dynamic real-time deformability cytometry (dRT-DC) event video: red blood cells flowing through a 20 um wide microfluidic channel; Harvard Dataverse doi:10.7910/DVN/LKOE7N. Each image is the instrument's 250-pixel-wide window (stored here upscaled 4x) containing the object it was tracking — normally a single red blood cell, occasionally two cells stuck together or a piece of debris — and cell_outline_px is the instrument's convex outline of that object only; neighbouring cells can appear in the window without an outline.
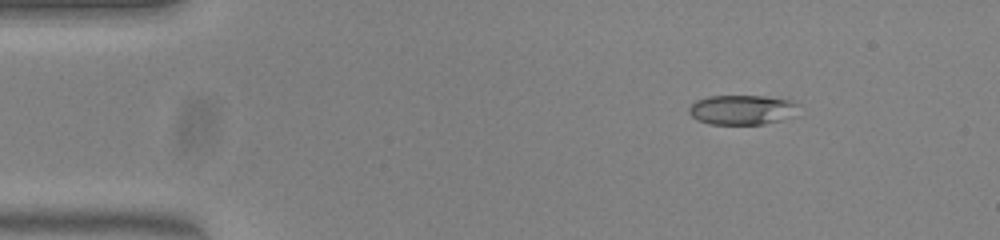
{"species": "common noctule bat (a hibernating species)", "species_latin": "Nyctalus noctula", "temperature_condition": "warm", "stored_images_in_passage": 45, "camera_frame_rate_fps": 3000, "um_per_image_px": 0.085, "animal": {"sex": "female", "body_mass_g": 23.0, "forearm_length_mm": 53.4}, "frame": {"image": 1, "passage_image": 1, "time_ms": 0.0, "image_size_px": [1000, 240], "cell_outline_px": [[800, 116], [764, 124], [708, 124], [696, 120], [688, 112], [688, 108], [696, 100], [708, 96], [764, 96], [792, 100], [800, 104]], "centroid_in_image_um": [63.17, 9.34], "position_along_channel_um": 21.8, "area_um2": 19.59}}
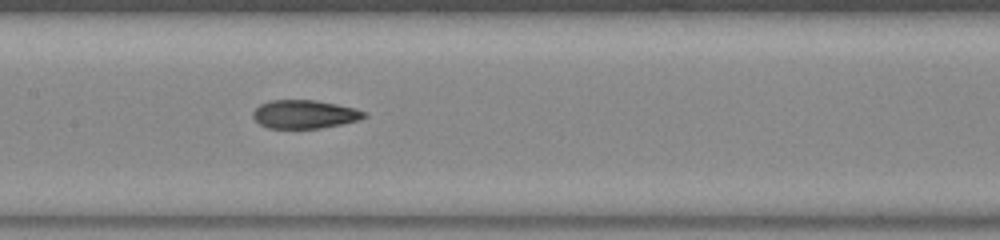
{"frame": {"image": 2, "passage_image": 19, "time_ms": 6.0, "image_size_px": [1000, 240], "cell_outline_px": [[368, 116], [360, 120], [320, 128], [268, 128], [260, 124], [252, 116], [252, 112], [260, 104], [268, 100], [316, 100], [356, 108], [368, 112]], "centroid_in_image_um": [25.91, 9.7], "position_along_channel_um": 181.5, "area_um2": 18.55}}
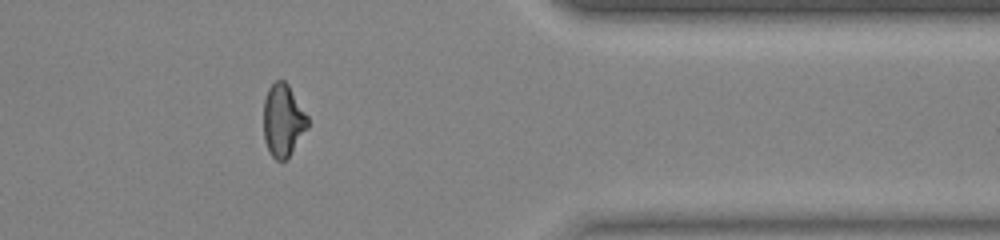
{"frame": {"image": 3, "passage_image": 36, "time_ms": 11.667, "image_size_px": [1000, 240], "cell_outline_px": [[308, 128], [288, 160], [276, 160], [268, 152], [264, 140], [264, 100], [268, 88], [276, 80], [284, 80], [288, 84], [308, 116]], "centroid_in_image_um": [24.07, 10.27], "position_along_channel_um": 387.3, "area_um2": 18.9}, "authors_computed_cell_mechanics": {"area_um2": 19.074, "velocity_mm_per_s": 3.9804, "shape_relaxation_time_tau1_ms": null, "shape_relaxation_time_tau2_ms": 1.4739, "deformation_change_tau1": null, "deformation_change_tau2": 0.0757}}